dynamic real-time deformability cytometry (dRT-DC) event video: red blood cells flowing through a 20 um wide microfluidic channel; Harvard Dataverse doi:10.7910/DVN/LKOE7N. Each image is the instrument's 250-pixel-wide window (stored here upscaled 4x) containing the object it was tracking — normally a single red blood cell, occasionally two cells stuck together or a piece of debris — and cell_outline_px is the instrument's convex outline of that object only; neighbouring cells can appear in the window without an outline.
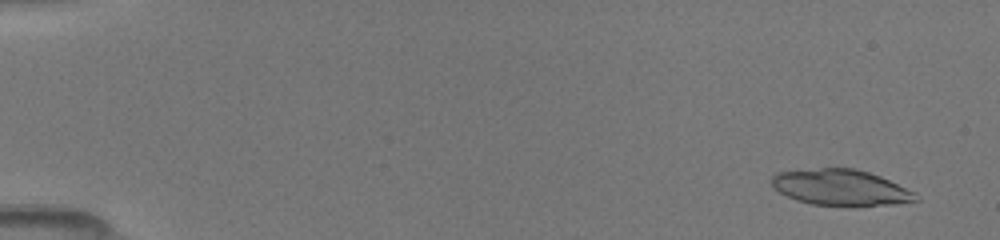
{"species": "common noctule bat (a hibernating species)", "species_latin": "Nyctalus noctula", "temperature_condition": "room temperature", "stored_images_in_passage": 23, "camera_frame_rate_fps": 3000, "um_per_image_px": 0.085, "animal": {"sex": "female", "body_mass_g": 19.5, "forearm_length_mm": 54.1}, "frame": {"image": 1, "passage_image": 3, "time_ms": 0.667, "image_size_px": [1000, 240], "cell_outline_px": [[920, 200], [892, 204], [848, 208], [812, 204], [796, 200], [780, 192], [772, 184], [772, 176], [776, 172], [824, 168], [852, 168], [868, 172], [880, 176], [916, 192]], "centroid_in_image_um": [71.5, 15.97], "position_along_channel_um": 13.5, "area_um2": 30.58}}